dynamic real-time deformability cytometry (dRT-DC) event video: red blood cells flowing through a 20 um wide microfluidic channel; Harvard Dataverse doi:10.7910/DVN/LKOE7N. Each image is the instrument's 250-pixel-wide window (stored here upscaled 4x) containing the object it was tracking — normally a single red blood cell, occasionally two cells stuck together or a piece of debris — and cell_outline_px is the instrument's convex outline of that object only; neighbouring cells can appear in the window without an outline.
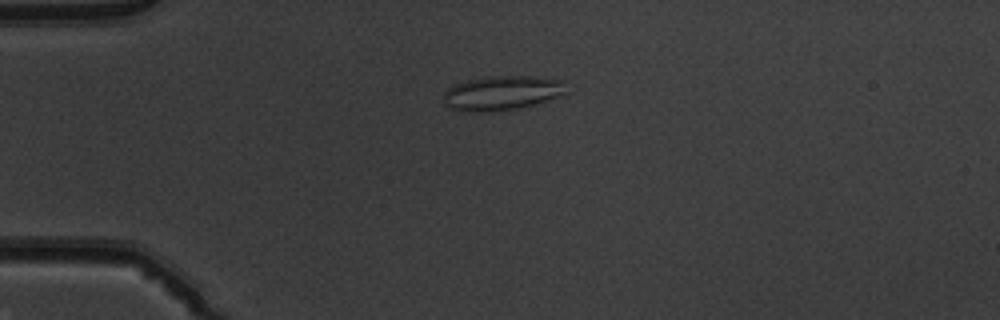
{"species": "common noctule bat (a hibernating species)", "species_latin": "Nyctalus noctula", "temperature_condition": "warm", "stored_images_in_passage": 51, "camera_frame_rate_fps": 3000, "um_per_image_px": 0.085, "animal": {"sex": "male", "body_mass_g": 19.5, "forearm_length_mm": 54.6}, "frame": {"image": 1, "passage_image": 13, "time_ms": 4.0, "image_size_px": [1000, 320], "cell_outline_px": [[564, 96], [536, 104], [516, 108], [492, 112], [460, 112], [448, 108], [444, 104], [444, 92], [448, 88], [456, 84], [468, 80], [484, 76], [536, 76], [564, 80]], "centroid_in_image_um": [42.65, 7.91], "position_along_channel_um": 42.3, "area_um2": 25.09}}
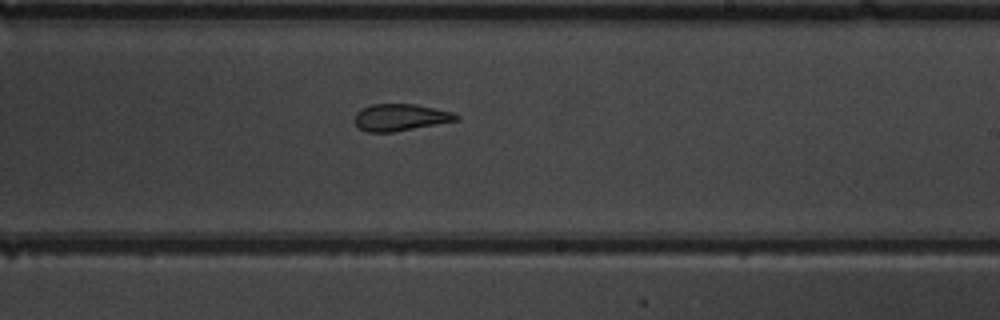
{"frame": {"image": 2, "passage_image": 31, "time_ms": 10.0, "image_size_px": [1000, 320], "cell_outline_px": [[460, 120], [392, 132], [368, 132], [360, 128], [356, 124], [356, 112], [360, 108], [372, 104], [416, 104], [452, 112], [460, 116]], "centroid_in_image_um": [34.05, 9.97], "position_along_channel_um": 254.9, "area_um2": 15.84}}
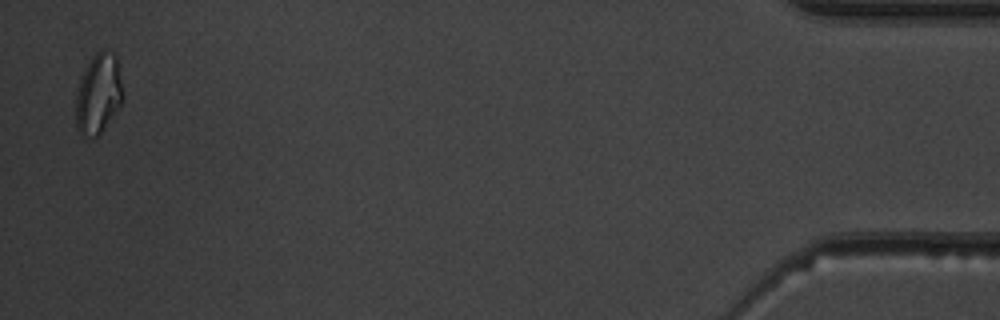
{"frame": {"image": 3, "passage_image": 50, "time_ms": 16.333, "image_size_px": [1000, 320], "cell_outline_px": [[124, 96], [120, 104], [100, 132], [96, 136], [80, 136], [76, 128], [76, 92], [80, 80], [92, 56], [100, 48], [104, 48], [116, 56]], "centroid_in_image_um": [8.35, 7.95], "position_along_channel_um": 426.9, "area_um2": 21.68}, "authors_computed_cell_mechanics": {"area_um2": 17.629, "velocity_mm_per_s": 4.0207, "shape_relaxation_time_tau1_ms": null, "shape_relaxation_time_tau2_ms": 1.5104, "deformation_change_tau1": null, "deformation_change_tau2": 0.0926}}